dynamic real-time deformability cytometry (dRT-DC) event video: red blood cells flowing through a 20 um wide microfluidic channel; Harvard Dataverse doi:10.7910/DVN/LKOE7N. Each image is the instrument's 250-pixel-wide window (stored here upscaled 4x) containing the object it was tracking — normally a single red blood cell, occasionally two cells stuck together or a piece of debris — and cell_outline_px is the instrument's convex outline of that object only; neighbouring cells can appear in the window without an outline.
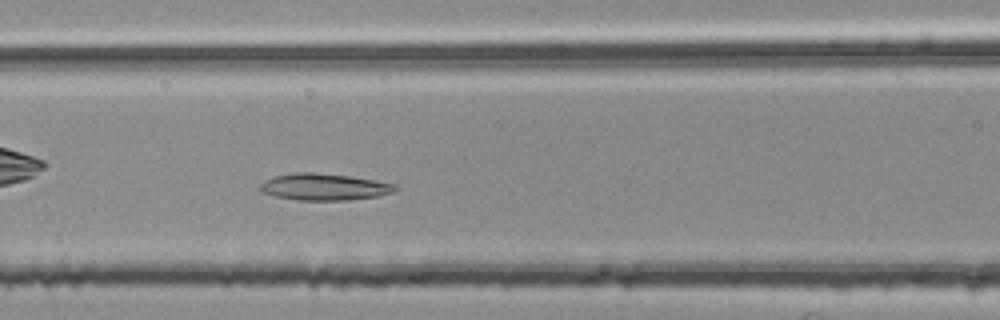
{"species": "common noctule bat (a hibernating species)", "species_latin": "Nyctalus noctula", "temperature_condition": "room temperature", "stored_images_in_passage": 39, "camera_frame_rate_fps": 3000, "um_per_image_px": 0.085, "animal": {"sex": "female", "body_mass_g": 25.1}, "frame": {"image": 1, "passage_image": 15, "time_ms": 4.667, "image_size_px": [1000, 320], "cell_outline_px": [[400, 188], [392, 192], [380, 196], [348, 200], [296, 200], [276, 196], [260, 192], [260, 184], [264, 180], [276, 176], [296, 172], [316, 172], [352, 176], [396, 184]], "centroid_in_image_um": [27.58, 15.88], "position_along_channel_um": 139.0, "area_um2": 21.21}}
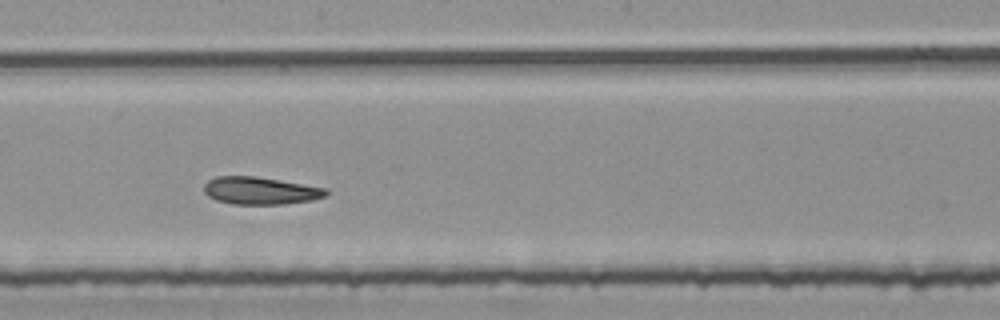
{"frame": {"image": 2, "passage_image": 22, "time_ms": 7.0, "image_size_px": [1000, 320], "cell_outline_px": [[328, 196], [312, 200], [284, 204], [232, 204], [216, 200], [208, 196], [204, 192], [204, 184], [208, 180], [216, 176], [256, 176], [328, 188]], "centroid_in_image_um": [22.14, 16.2], "position_along_channel_um": 226.1, "area_um2": 19.71}}
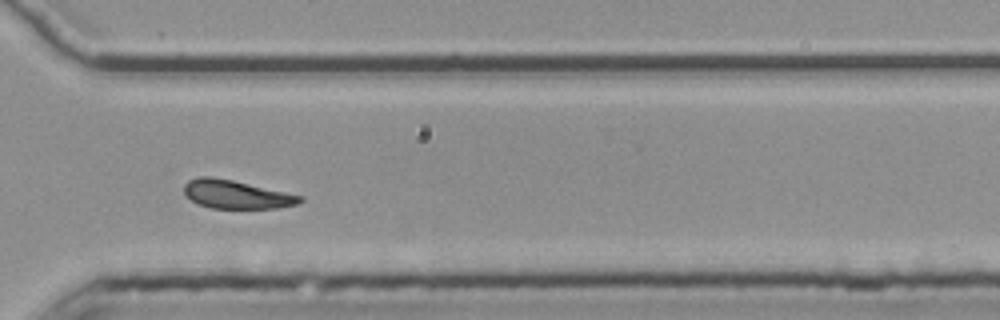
{"frame": {"image": 3, "passage_image": 32, "time_ms": 10.333, "image_size_px": [1000, 320], "cell_outline_px": [[304, 200], [296, 204], [276, 208], [212, 208], [196, 204], [184, 192], [184, 184], [188, 180], [200, 176], [208, 176], [232, 180], [304, 196]], "centroid_in_image_um": [20.08, 16.52], "position_along_channel_um": 350.5, "area_um2": 19.07}, "authors_computed_cell_mechanics": {"area_um2": 19.8832, "velocity_mm_per_s": 3.7395, "shape_relaxation_time_tau1_ms": null, "shape_relaxation_time_tau2_ms": 7.2956, "deformation_change_tau1": null, "deformation_change_tau2": 0.1609}}